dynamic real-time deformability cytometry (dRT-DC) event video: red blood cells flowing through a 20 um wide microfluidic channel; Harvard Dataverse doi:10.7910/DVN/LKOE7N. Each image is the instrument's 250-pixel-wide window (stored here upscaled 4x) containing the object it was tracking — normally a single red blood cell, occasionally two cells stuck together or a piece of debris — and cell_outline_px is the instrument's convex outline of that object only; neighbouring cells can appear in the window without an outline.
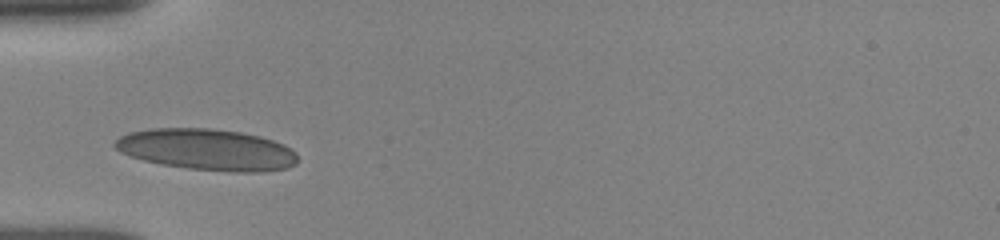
{"species": "human", "species_latin": "Homo sapiens", "temperature_condition": "room temperature", "stored_images_in_passage": 20, "camera_frame_rate_fps": 3000, "um_per_image_px": 0.085, "donor": {"sex": "female"}, "frame": {"image": 1, "passage_image": 1, "time_ms": 0.0, "image_size_px": [1000, 240], "cell_outline_px": [[300, 160], [296, 164], [288, 168], [260, 172], [236, 172], [188, 168], [160, 164], [144, 160], [120, 152], [112, 144], [120, 136], [128, 132], [152, 128], [208, 128], [240, 132], [260, 136], [284, 144], [296, 152]], "centroid_in_image_um": [17.62, 12.71], "position_along_channel_um": 67.4, "area_um2": 44.16}}
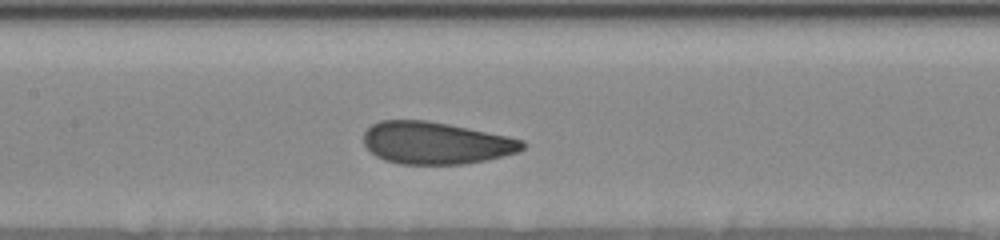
{"frame": {"image": 2, "passage_image": 11, "time_ms": 2.667, "image_size_px": [1000, 240], "cell_outline_px": [[524, 148], [520, 152], [484, 160], [464, 164], [400, 164], [384, 160], [376, 156], [364, 144], [364, 132], [372, 124], [380, 120], [428, 120], [508, 136], [524, 140]], "centroid_in_image_um": [37.04, 12.15], "position_along_channel_um": 170.4, "area_um2": 39.02}}
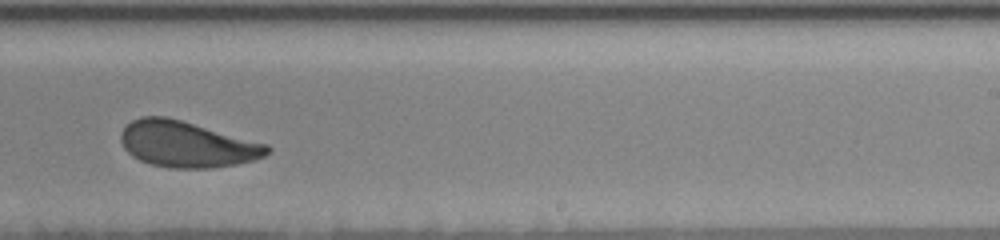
{"frame": {"image": 3, "passage_image": 18, "time_ms": 5.333, "image_size_px": [1000, 240], "cell_outline_px": [[272, 148], [264, 156], [252, 160], [236, 164], [212, 168], [168, 168], [152, 164], [140, 160], [132, 156], [124, 148], [120, 140], [120, 132], [132, 120], [140, 116], [164, 116], [180, 120], [268, 144]], "centroid_in_image_um": [15.86, 12.26], "position_along_channel_um": 273.1, "area_um2": 39.07}}